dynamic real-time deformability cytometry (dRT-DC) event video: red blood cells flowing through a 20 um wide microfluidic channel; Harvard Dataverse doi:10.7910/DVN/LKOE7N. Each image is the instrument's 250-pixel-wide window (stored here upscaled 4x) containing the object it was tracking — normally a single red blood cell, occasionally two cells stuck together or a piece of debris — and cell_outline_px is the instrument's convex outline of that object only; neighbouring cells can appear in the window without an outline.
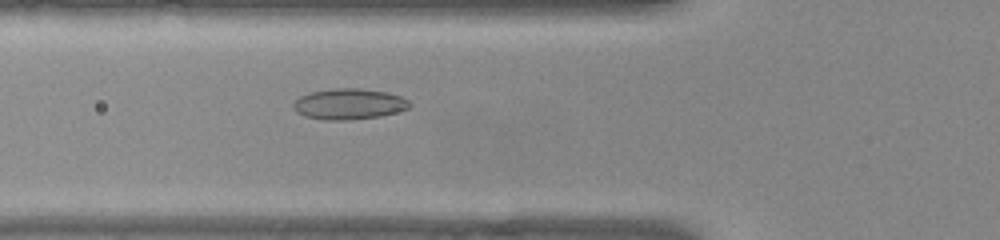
{"species": "common noctule bat (a hibernating species)", "species_latin": "Nyctalus noctula", "temperature_condition": "warm", "stored_images_in_passage": 38, "camera_frame_rate_fps": 3000, "um_per_image_px": 0.085, "animal": {"sex": "female", "body_mass_g": 22.0, "forearm_length_mm": 56.7}, "frame": {"image": 1, "passage_image": 5, "time_ms": 1.333, "image_size_px": [1000, 240], "cell_outline_px": [[412, 104], [408, 108], [396, 112], [380, 116], [348, 120], [324, 120], [304, 116], [296, 112], [292, 108], [292, 104], [300, 96], [308, 92], [336, 88], [360, 88], [388, 92], [400, 96], [408, 100]], "centroid_in_image_um": [29.63, 8.84], "position_along_channel_um": 96.2, "area_um2": 21.04}}
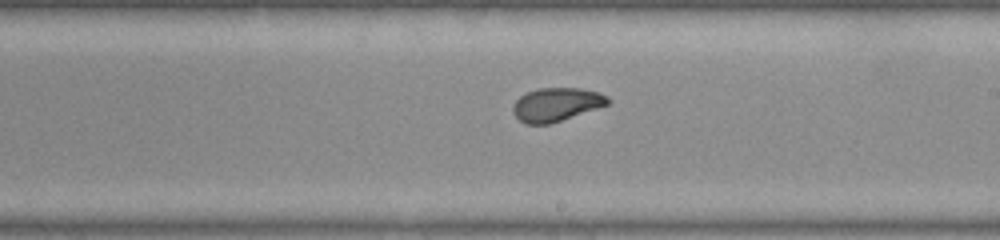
{"frame": {"image": 2, "passage_image": 16, "time_ms": 5.0, "image_size_px": [1000, 240], "cell_outline_px": [[612, 100], [608, 104], [548, 124], [524, 124], [512, 112], [512, 108], [516, 100], [520, 96], [528, 92], [540, 88], [580, 88], [596, 92], [608, 96]], "centroid_in_image_um": [47.27, 8.87], "position_along_channel_um": 241.7, "area_um2": 18.21}}
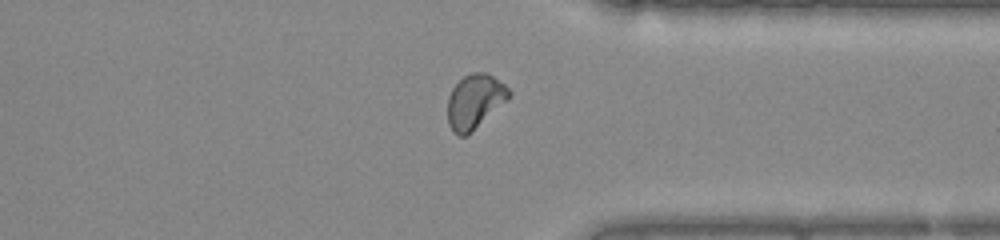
{"frame": {"image": 3, "passage_image": 26, "time_ms": 8.333, "image_size_px": [1000, 240], "cell_outline_px": [[512, 96], [508, 100], [464, 136], [460, 136], [448, 124], [448, 96], [452, 88], [464, 76], [472, 72], [488, 72], [504, 84], [512, 92]], "centroid_in_image_um": [40.38, 8.56], "position_along_channel_um": 371.0, "area_um2": 19.07}, "authors_computed_cell_mechanics": {"area_um2": 19.074, "velocity_mm_per_s": 3.9736, "shape_relaxation_time_tau1_ms": 5.0349, "shape_relaxation_time_tau2_ms": 1.3606, "deformation_change_tau1": 0.1661, "deformation_change_tau2": 0.0581}}